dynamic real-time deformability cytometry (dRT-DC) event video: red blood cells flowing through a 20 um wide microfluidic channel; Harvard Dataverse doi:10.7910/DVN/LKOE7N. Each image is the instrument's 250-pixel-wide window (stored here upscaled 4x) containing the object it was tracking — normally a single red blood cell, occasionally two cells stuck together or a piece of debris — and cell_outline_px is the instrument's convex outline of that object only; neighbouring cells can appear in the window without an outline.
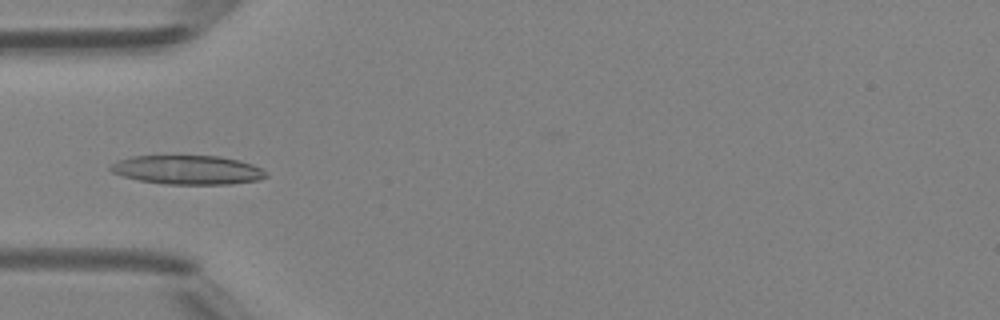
{"species": "Egyptian fruit bat (a non-hibernating species)", "species_latin": "Rousettus aegyptiacus", "temperature_condition": "room temperature", "stored_images_in_passage": 31, "camera_frame_rate_fps": 3000, "um_per_image_px": 0.085, "animal": {"sex": "female"}, "frame": {"image": 1, "passage_image": 3, "time_ms": 0.667, "image_size_px": [1000, 320], "cell_outline_px": [[268, 176], [256, 180], [228, 184], [164, 184], [140, 180], [124, 176], [112, 172], [108, 168], [116, 160], [132, 156], [220, 156], [240, 160], [252, 164], [268, 172]], "centroid_in_image_um": [15.95, 14.43], "position_along_channel_um": 69.1, "area_um2": 26.24}}
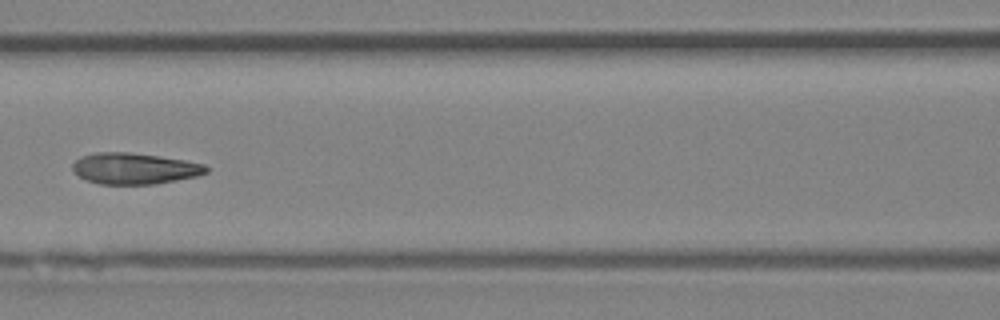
{"frame": {"image": 2, "passage_image": 9, "time_ms": 2.667, "image_size_px": [1000, 320], "cell_outline_px": [[208, 172], [196, 176], [176, 180], [152, 184], [100, 184], [88, 180], [80, 176], [72, 168], [72, 164], [80, 156], [96, 152], [128, 152], [160, 156], [184, 160], [204, 164], [208, 168]], "centroid_in_image_um": [11.43, 14.31], "position_along_channel_um": 155.2, "area_um2": 24.1}}
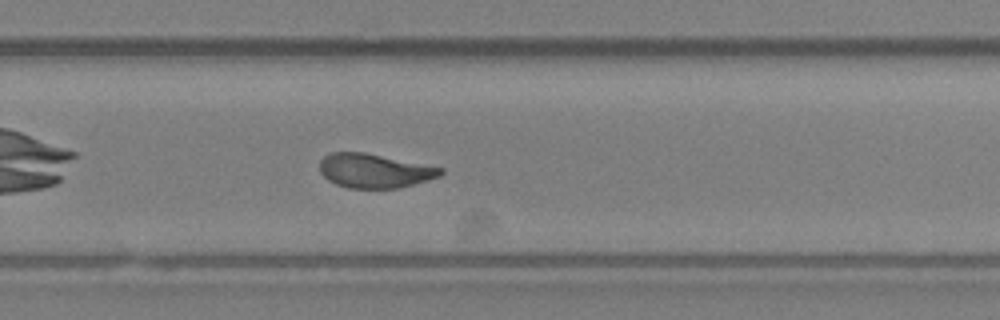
{"frame": {"image": 3, "passage_image": 19, "time_ms": 6.0, "image_size_px": [1000, 320], "cell_outline_px": [[444, 172], [440, 176], [428, 180], [400, 188], [348, 188], [336, 184], [328, 180], [320, 172], [320, 160], [328, 152], [364, 152], [444, 168]], "centroid_in_image_um": [31.82, 14.51], "position_along_channel_um": 298.0, "area_um2": 24.1}, "authors_computed_cell_mechanics": {"area_um2": 24.1604, "velocity_mm_per_s": 4.3039, "shape_relaxation_time_tau1_ms": 4.5656, "shape_relaxation_time_tau2_ms": 0.9018, "deformation_change_tau1": 0.1548, "deformation_change_tau2": 0.0724}}